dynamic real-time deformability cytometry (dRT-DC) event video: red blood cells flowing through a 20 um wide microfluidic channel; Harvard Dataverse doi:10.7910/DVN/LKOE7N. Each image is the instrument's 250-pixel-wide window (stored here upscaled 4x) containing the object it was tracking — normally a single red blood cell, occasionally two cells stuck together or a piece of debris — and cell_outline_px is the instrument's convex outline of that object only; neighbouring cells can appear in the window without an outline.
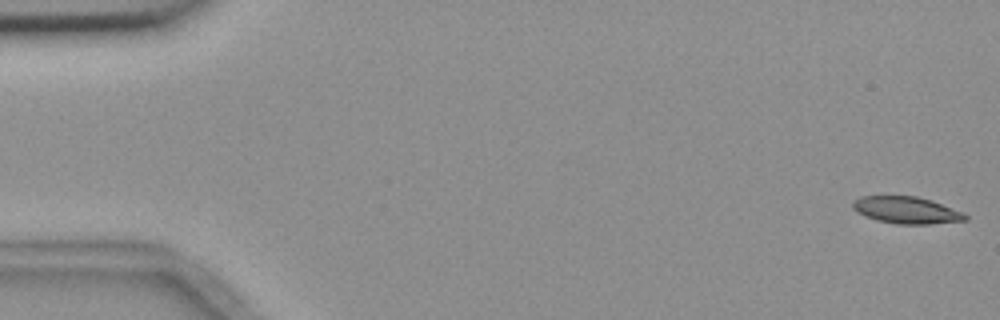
{"species": "common noctule bat (a hibernating species)", "species_latin": "Nyctalus noctula", "temperature_condition": "room temperature", "stored_images_in_passage": 16, "camera_frame_rate_fps": 3000, "um_per_image_px": 0.085, "animal": {"sex": "female", "body_mass_g": 18.4}, "frame": {"image": 1, "passage_image": 1, "time_ms": 0.0, "image_size_px": [1000, 320], "cell_outline_px": [[968, 220], [932, 224], [896, 224], [876, 220], [864, 216], [856, 212], [852, 208], [852, 200], [860, 196], [916, 196], [932, 200], [964, 212], [968, 216]], "centroid_in_image_um": [77.04, 17.86], "position_along_channel_um": 8.0, "area_um2": 17.98}}